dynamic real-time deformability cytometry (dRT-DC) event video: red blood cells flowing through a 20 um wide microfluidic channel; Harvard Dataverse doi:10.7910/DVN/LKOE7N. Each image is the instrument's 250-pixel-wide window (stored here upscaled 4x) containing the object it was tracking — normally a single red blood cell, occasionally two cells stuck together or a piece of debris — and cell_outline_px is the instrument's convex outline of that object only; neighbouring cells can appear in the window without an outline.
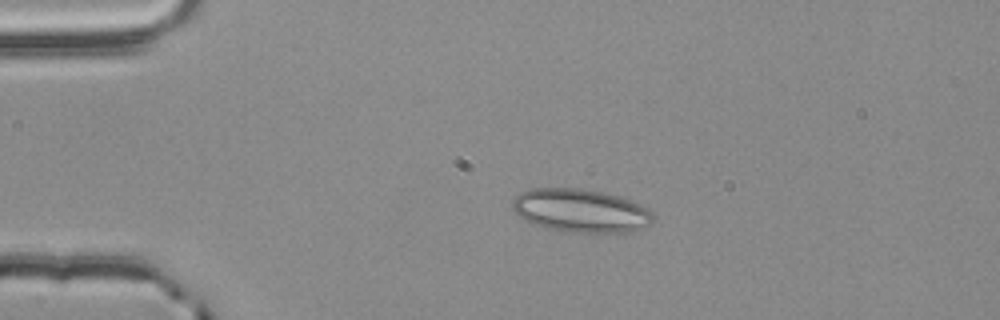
{"species": "common noctule bat (a hibernating species)", "species_latin": "Nyctalus noctula", "temperature_condition": "room temperature", "stored_images_in_passage": 45, "camera_frame_rate_fps": 3000, "um_per_image_px": 0.085, "animal": {"sex": "male", "body_mass_g": 20.4}, "frame": {"image": 1, "passage_image": 2, "time_ms": 0.333, "image_size_px": [1000, 320], "cell_outline_px": [[652, 224], [640, 228], [624, 232], [572, 232], [548, 228], [524, 220], [512, 208], [512, 200], [520, 192], [532, 188], [580, 188], [620, 196], [648, 208], [652, 212]], "centroid_in_image_um": [49.34, 17.89], "position_along_channel_um": 35.7, "area_um2": 35.2}}
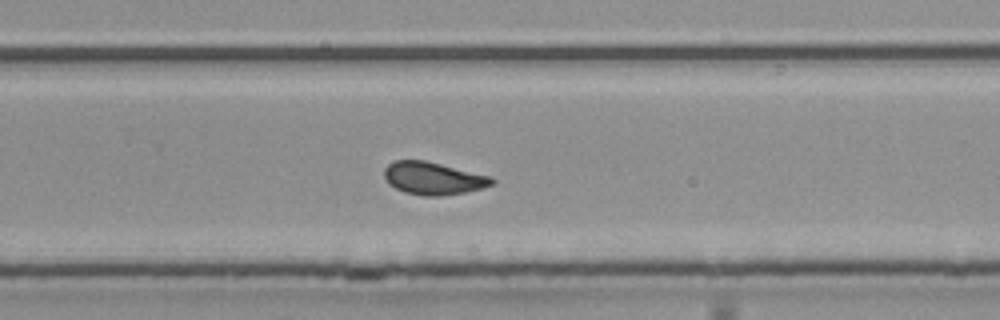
{"frame": {"image": 2, "passage_image": 26, "time_ms": 8.333, "image_size_px": [1000, 320], "cell_outline_px": [[496, 180], [492, 184], [484, 188], [464, 192], [440, 196], [424, 196], [404, 192], [396, 188], [384, 176], [384, 168], [392, 160], [424, 160], [492, 176]], "centroid_in_image_um": [36.85, 15.15], "position_along_channel_um": 293.0, "area_um2": 20.4}}
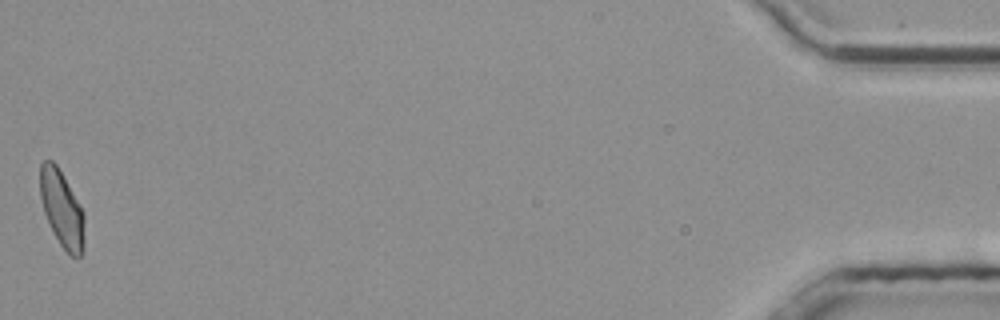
{"frame": {"image": 3, "passage_image": 45, "time_ms": 14.667, "image_size_px": [1000, 320], "cell_outline_px": [[84, 248], [80, 256], [76, 260], [60, 244], [44, 212], [40, 196], [40, 164], [44, 160], [52, 160], [56, 164], [80, 204], [84, 212]], "centroid_in_image_um": [5.27, 17.75], "position_along_channel_um": 429.9, "area_um2": 19.59}, "authors_computed_cell_mechanics": {"area_um2": 20.519, "velocity_mm_per_s": 3.7717, "shape_relaxation_time_tau1_ms": 5.3276, "shape_relaxation_time_tau2_ms": 1.2887, "deformation_change_tau1": 0.1295, "deformation_change_tau2": 0.0809}}